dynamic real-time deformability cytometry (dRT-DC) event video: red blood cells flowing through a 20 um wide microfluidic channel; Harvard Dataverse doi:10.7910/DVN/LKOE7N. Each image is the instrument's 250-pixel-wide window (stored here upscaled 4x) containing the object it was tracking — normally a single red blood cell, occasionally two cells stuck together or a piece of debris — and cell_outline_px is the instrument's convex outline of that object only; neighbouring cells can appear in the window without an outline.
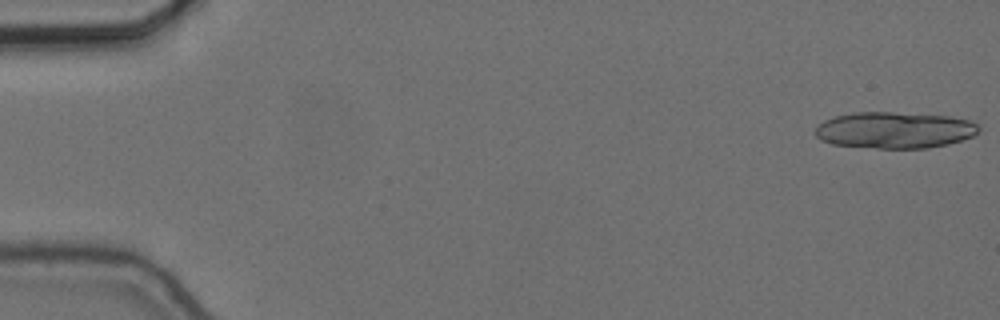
{"species": "common noctule bat (a hibernating species)", "species_latin": "Nyctalus noctula", "temperature_condition": "cold", "stored_images_in_passage": 16, "camera_frame_rate_fps": 3000, "um_per_image_px": 0.085, "animal": {"sex": "female", "body_mass_g": 24.6, "forearm_length_mm": 56.2}, "frame": {"image": 1, "passage_image": 1, "time_ms": 0.0, "image_size_px": [1000, 320], "cell_outline_px": [[980, 132], [972, 136], [948, 144], [928, 148], [876, 148], [832, 144], [816, 136], [816, 128], [824, 120], [836, 116], [852, 112], [892, 112], [948, 116], [968, 120], [976, 124], [980, 128]], "centroid_in_image_um": [76.05, 11.06], "position_along_channel_um": 8.9, "area_um2": 34.51}}